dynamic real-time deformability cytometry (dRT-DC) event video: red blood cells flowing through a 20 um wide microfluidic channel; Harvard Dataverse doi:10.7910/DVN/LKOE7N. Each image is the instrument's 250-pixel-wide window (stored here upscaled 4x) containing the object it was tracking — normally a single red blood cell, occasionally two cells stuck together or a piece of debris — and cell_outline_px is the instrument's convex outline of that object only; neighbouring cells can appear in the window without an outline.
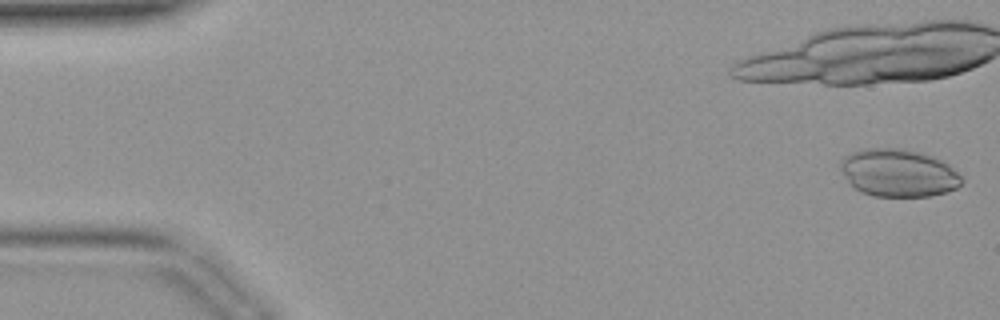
{"species": "common noctule bat (a hibernating species)", "species_latin": "Nyctalus noctula", "temperature_condition": "warm", "stored_images_in_passage": 29, "camera_frame_rate_fps": 3000, "um_per_image_px": 0.085, "animal": {"sex": "female", "body_mass_g": 19.9}, "frame": {"image": 1, "passage_image": 1, "time_ms": 0.0, "image_size_px": [1000, 320], "cell_outline_px": [[964, 180], [956, 188], [948, 192], [928, 196], [872, 196], [860, 192], [852, 188], [840, 168], [840, 164], [844, 156], [860, 148], [904, 148], [920, 152], [932, 156], [948, 164]], "centroid_in_image_um": [76.33, 14.69], "position_along_channel_um": 8.7, "area_um2": 33.87}}